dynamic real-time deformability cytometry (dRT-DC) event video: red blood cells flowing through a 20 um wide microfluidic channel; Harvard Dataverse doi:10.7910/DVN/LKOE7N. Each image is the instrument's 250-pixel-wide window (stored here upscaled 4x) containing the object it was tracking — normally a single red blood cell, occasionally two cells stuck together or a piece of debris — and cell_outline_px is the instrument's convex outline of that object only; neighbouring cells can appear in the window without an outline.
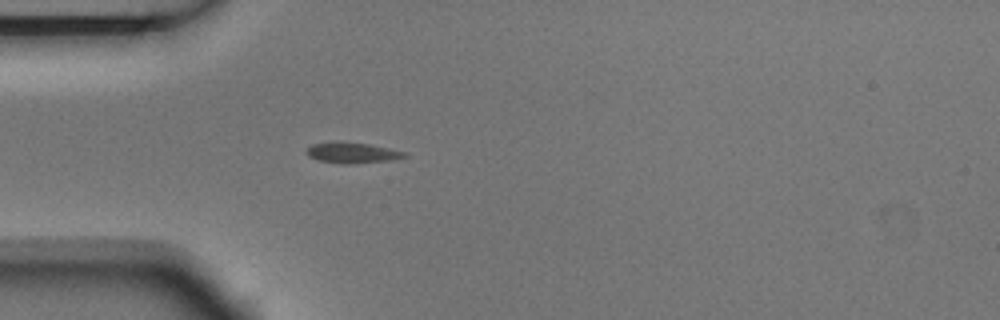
{"species": "Egyptian fruit bat (a non-hibernating species)", "species_latin": "Rousettus aegyptiacus", "temperature_condition": "room temperature", "stored_images_in_passage": 3, "camera_frame_rate_fps": 3000, "um_per_image_px": 0.085, "animal": {"sex": "male"}, "frame": {"image": 1, "passage_image": 3, "time_ms": 0.667, "image_size_px": [1000, 320], "cell_outline_px": [[408, 156], [388, 160], [352, 164], [340, 164], [316, 160], [308, 156], [304, 152], [312, 144], [368, 144], [408, 152]], "centroid_in_image_um": [29.96, 13.04], "position_along_channel_um": 55.0, "area_um2": 11.27}}